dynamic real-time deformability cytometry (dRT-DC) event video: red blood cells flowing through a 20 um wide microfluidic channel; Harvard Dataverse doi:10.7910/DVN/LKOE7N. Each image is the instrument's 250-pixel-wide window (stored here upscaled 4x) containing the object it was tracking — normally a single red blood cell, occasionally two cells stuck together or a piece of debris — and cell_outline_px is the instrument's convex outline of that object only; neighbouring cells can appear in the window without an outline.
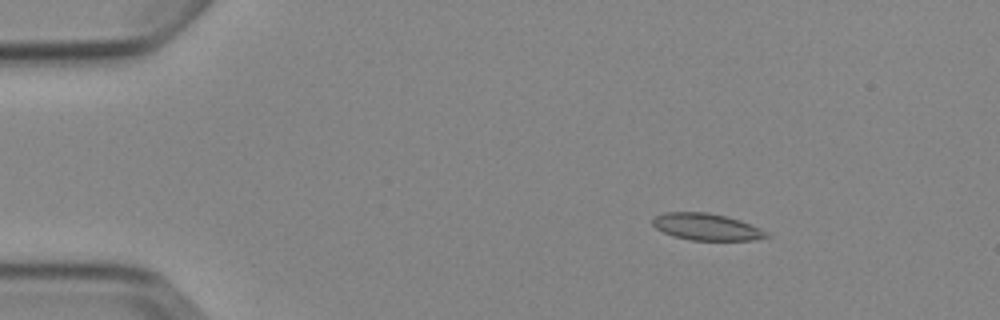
{"species": "Egyptian fruit bat (a non-hibernating species)", "species_latin": "Rousettus aegyptiacus", "temperature_condition": "cold", "stored_images_in_passage": 5, "camera_frame_rate_fps": 3000, "um_per_image_px": 0.085, "animal": {"sex": "female"}, "frame": {"image": 1, "passage_image": 3, "time_ms": 2.333, "image_size_px": [1000, 320], "cell_outline_px": [[772, 236], [756, 240], [692, 240], [672, 236], [656, 228], [652, 224], [652, 220], [656, 216], [664, 212], [708, 212], [740, 220], [768, 232]], "centroid_in_image_um": [60.06, 19.29], "position_along_channel_um": 24.9, "area_um2": 17.74}}